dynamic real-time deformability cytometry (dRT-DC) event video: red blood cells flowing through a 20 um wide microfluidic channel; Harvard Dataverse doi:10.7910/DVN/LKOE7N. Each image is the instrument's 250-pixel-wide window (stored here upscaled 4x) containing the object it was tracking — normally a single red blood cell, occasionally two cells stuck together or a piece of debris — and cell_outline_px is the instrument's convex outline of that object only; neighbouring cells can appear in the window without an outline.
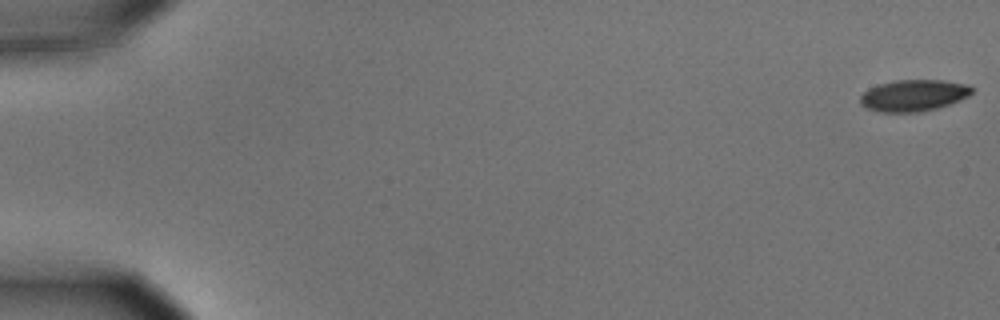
{"species": "common noctule bat (a hibernating species)", "species_latin": "Nyctalus noctula", "temperature_condition": "cold", "stored_images_in_passage": 10, "camera_frame_rate_fps": 3000, "um_per_image_px": 0.085, "animal": {"sex": "male", "body_mass_g": 15.6}, "frame": {"image": 1, "passage_image": 1, "time_ms": 0.0, "image_size_px": [1000, 320], "cell_outline_px": [[972, 92], [968, 96], [960, 100], [936, 108], [920, 112], [880, 112], [864, 108], [860, 104], [860, 96], [868, 88], [880, 84], [896, 80], [944, 80], [968, 84], [972, 88]], "centroid_in_image_um": [77.63, 8.11], "position_along_channel_um": 7.4, "area_um2": 20.58}}
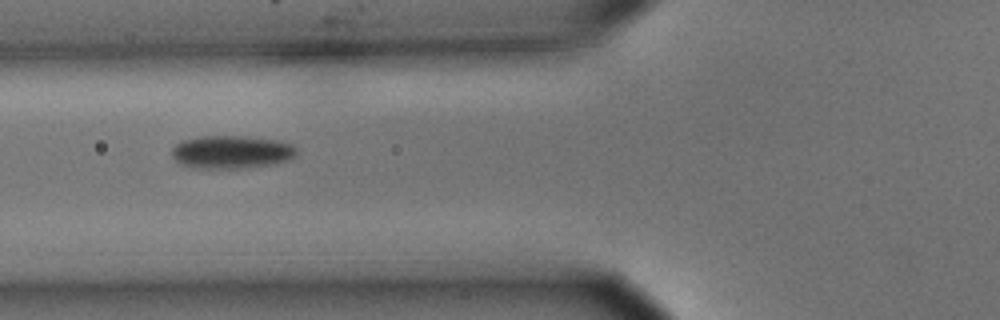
{"frame": {"image": 2, "passage_image": 7, "time_ms": 2.0, "image_size_px": [1000, 320], "cell_outline_px": [[296, 156], [288, 160], [276, 164], [248, 168], [192, 168], [180, 164], [172, 156], [172, 148], [176, 144], [184, 140], [200, 136], [248, 136], [276, 140], [292, 144], [296, 148]], "centroid_in_image_um": [19.69, 12.93], "position_along_channel_um": 106.1, "area_um2": 24.28}}
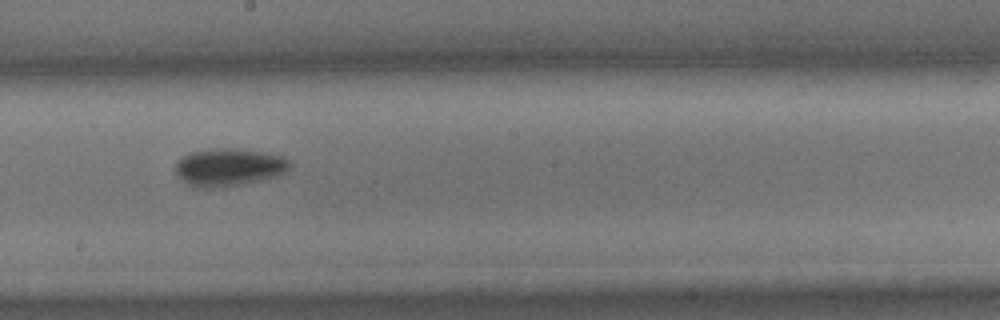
{"frame": {"image": 3, "passage_image": 10, "time_ms": 3.0, "image_size_px": [1000, 320], "cell_outline_px": [[292, 164], [284, 172], [276, 176], [260, 180], [240, 184], [212, 188], [192, 188], [184, 184], [172, 168], [184, 156], [192, 152], [216, 148], [232, 148], [260, 152], [280, 156], [288, 160]], "centroid_in_image_um": [19.37, 14.23], "position_along_channel_um": 228.8, "area_um2": 24.97}}